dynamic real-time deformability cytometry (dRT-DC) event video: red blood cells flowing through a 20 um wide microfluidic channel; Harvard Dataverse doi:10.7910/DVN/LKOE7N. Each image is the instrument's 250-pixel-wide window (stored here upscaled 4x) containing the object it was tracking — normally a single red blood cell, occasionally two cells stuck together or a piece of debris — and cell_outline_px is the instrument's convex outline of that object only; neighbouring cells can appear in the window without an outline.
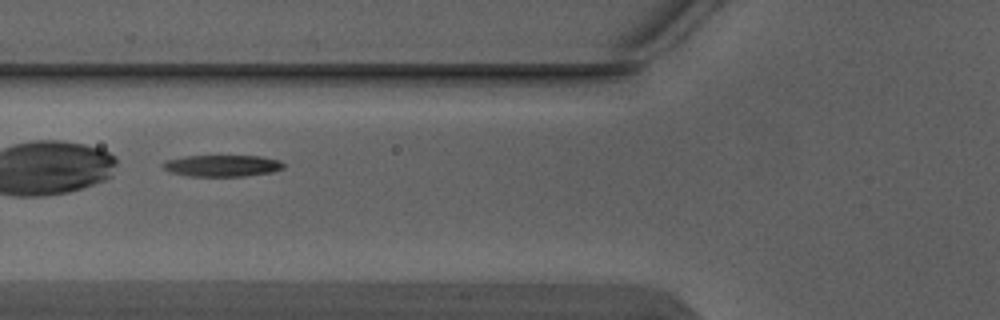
{"species": "Egyptian fruit bat (a non-hibernating species)", "species_latin": "Rousettus aegyptiacus", "temperature_condition": "warm", "stored_images_in_passage": 5, "camera_frame_rate_fps": 3000, "um_per_image_px": 0.085, "animal": {"sex": "male"}, "frame": {"image": 1, "passage_image": 5, "time_ms": 1.333, "image_size_px": [1000, 320], "cell_outline_px": [[284, 168], [272, 172], [244, 176], [188, 176], [172, 172], [164, 168], [160, 164], [164, 160], [184, 156], [260, 156], [280, 160], [284, 164]], "centroid_in_image_um": [18.87, 14.08], "position_along_channel_um": 106.9, "area_um2": 15.2}}